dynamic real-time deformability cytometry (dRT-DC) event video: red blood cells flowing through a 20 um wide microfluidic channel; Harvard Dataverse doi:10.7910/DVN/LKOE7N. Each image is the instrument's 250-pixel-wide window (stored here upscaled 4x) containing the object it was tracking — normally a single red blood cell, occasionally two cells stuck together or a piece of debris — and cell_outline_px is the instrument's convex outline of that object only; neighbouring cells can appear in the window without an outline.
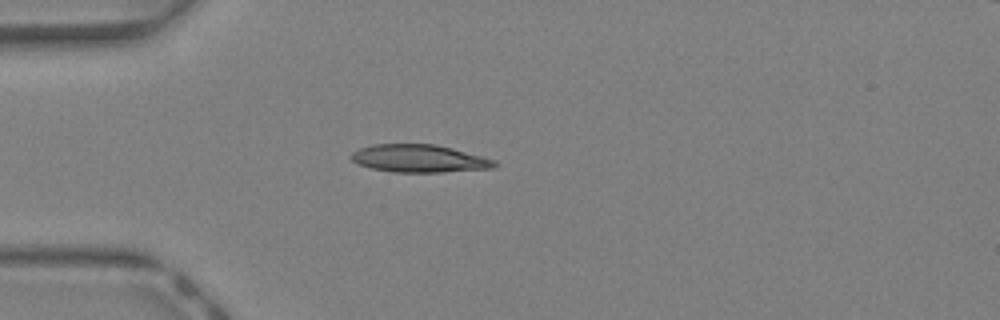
{"species": "Egyptian fruit bat (a non-hibernating species)", "species_latin": "Rousettus aegyptiacus", "temperature_condition": "warm", "stored_images_in_passage": 32, "camera_frame_rate_fps": 3000, "um_per_image_px": 0.085, "animal": {"sex": "female"}, "frame": {"image": 1, "passage_image": 1, "time_ms": 0.0, "image_size_px": [1000, 320], "cell_outline_px": [[500, 164], [496, 168], [444, 172], [392, 172], [372, 168], [360, 164], [352, 160], [348, 156], [352, 152], [360, 148], [372, 144], [436, 144], [452, 148], [496, 160]], "centroid_in_image_um": [35.67, 13.47], "position_along_channel_um": 49.3, "area_um2": 23.29}}
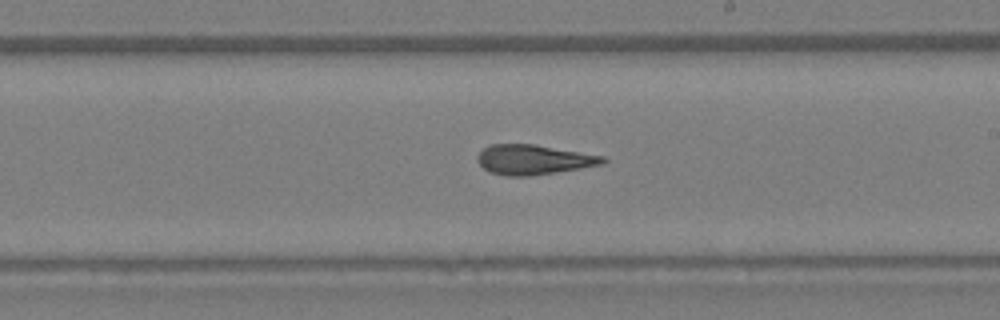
{"frame": {"image": 2, "passage_image": 14, "time_ms": 4.333, "image_size_px": [1000, 320], "cell_outline_px": [[608, 160], [604, 164], [556, 172], [528, 176], [508, 176], [488, 172], [476, 160], [476, 156], [484, 148], [492, 144], [532, 144], [604, 156]], "centroid_in_image_um": [45.34, 13.57], "position_along_channel_um": 243.7, "area_um2": 21.68}}
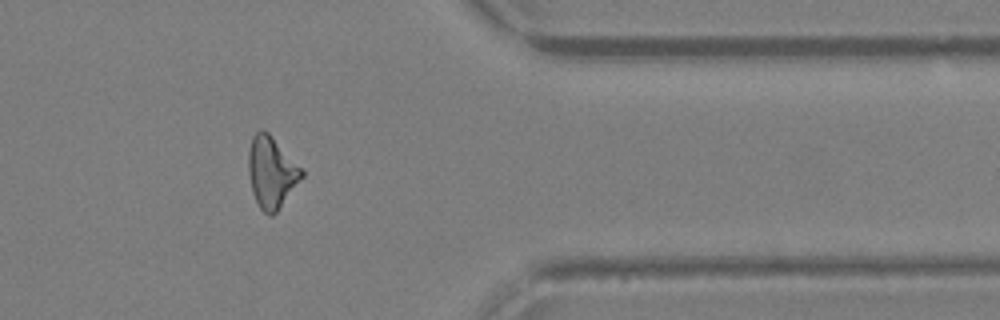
{"frame": {"image": 3, "passage_image": 24, "time_ms": 7.667, "image_size_px": [1000, 320], "cell_outline_px": [[304, 176], [276, 212], [272, 216], [268, 216], [260, 208], [252, 192], [248, 172], [248, 152], [252, 136], [260, 128], [264, 128], [304, 168]], "centroid_in_image_um": [23.09, 14.61], "position_along_channel_um": 388.3, "area_um2": 22.48}, "authors_computed_cell_mechanics": {"area_um2": 22.0218, "velocity_mm_per_s": 4.8201, "shape_relaxation_time_tau1_ms": 8.0539, "shape_relaxation_time_tau2_ms": 3.5383, "deformation_change_tau1": 0.2659, "deformation_change_tau2": 0.1686}}